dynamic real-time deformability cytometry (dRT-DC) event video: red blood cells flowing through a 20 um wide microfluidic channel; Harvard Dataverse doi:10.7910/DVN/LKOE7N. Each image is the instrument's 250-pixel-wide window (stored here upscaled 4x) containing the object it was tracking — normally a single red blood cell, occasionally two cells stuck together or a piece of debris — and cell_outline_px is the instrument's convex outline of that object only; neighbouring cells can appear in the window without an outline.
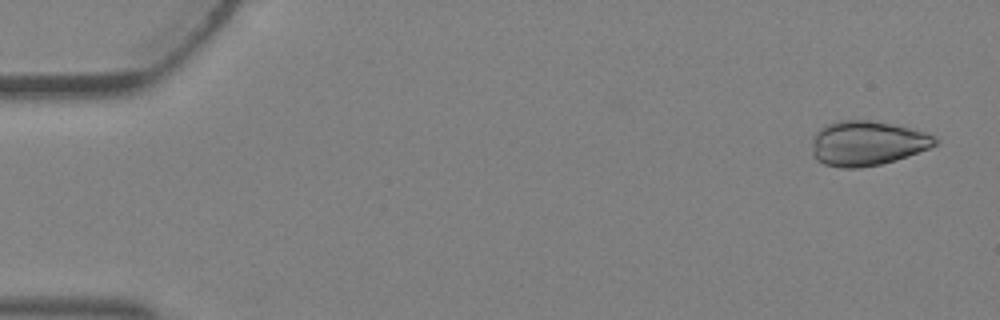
{"species": "Egyptian fruit bat (a non-hibernating species)", "species_latin": "Rousettus aegyptiacus", "temperature_condition": "warm", "stored_images_in_passage": 4, "camera_frame_rate_fps": 3000, "um_per_image_px": 0.085, "animal": {"sex": "female"}, "frame": {"image": 1, "passage_image": 1, "time_ms": 0.0, "image_size_px": [1000, 320], "cell_outline_px": [[940, 140], [936, 144], [928, 148], [896, 160], [880, 164], [860, 168], [840, 168], [824, 164], [816, 160], [812, 156], [812, 136], [824, 124], [840, 120], [868, 120], [908, 128], [924, 132]], "centroid_in_image_um": [73.63, 12.19], "position_along_channel_um": 11.4, "area_um2": 32.02}}